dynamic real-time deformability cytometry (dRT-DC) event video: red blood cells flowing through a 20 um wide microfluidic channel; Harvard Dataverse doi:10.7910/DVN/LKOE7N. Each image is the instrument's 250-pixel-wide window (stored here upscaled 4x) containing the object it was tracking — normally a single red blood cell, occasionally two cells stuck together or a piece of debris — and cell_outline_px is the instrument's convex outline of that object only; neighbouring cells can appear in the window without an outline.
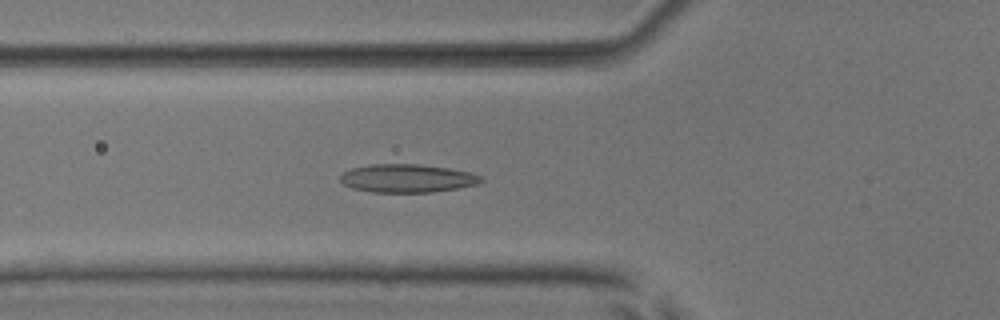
{"species": "common noctule bat (a hibernating species)", "species_latin": "Nyctalus noctula", "temperature_condition": "room temperature", "stored_images_in_passage": 52, "camera_frame_rate_fps": 3000, "um_per_image_px": 0.085, "animal": {"sex": "male", "body_mass_g": 17.9, "forearm_length_mm": 54.2}, "frame": {"image": 1, "passage_image": 19, "time_ms": 6.0, "image_size_px": [1000, 320], "cell_outline_px": [[484, 180], [480, 184], [432, 192], [372, 192], [352, 188], [344, 184], [340, 180], [340, 176], [344, 172], [352, 168], [368, 164], [416, 164], [448, 168], [472, 172], [484, 176]], "centroid_in_image_um": [34.66, 15.15], "position_along_channel_um": 91.1, "area_um2": 23.29}}
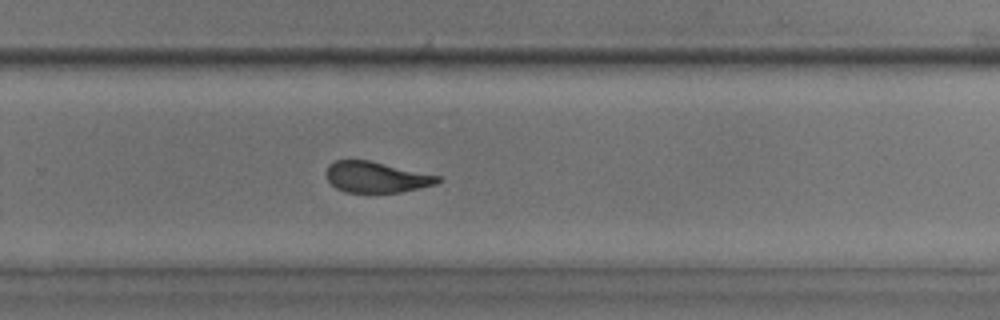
{"frame": {"image": 2, "passage_image": 35, "time_ms": 11.333, "image_size_px": [1000, 320], "cell_outline_px": [[440, 180], [436, 184], [400, 192], [344, 192], [336, 188], [328, 180], [328, 164], [336, 160], [368, 160], [440, 176]], "centroid_in_image_um": [31.97, 15.05], "position_along_channel_um": 297.8, "area_um2": 19.71}}
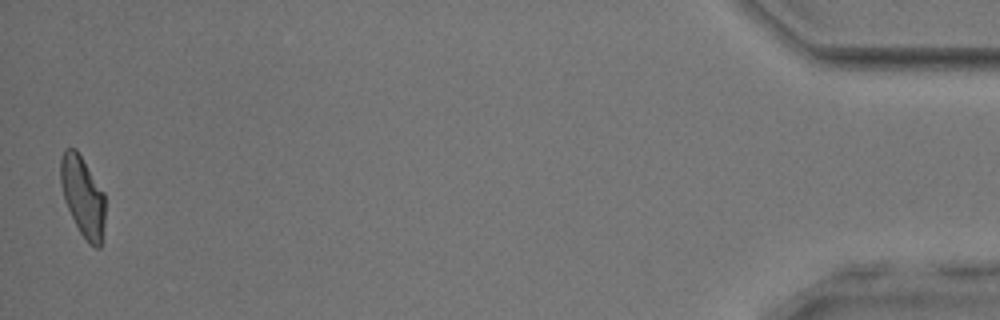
{"frame": {"image": 3, "passage_image": 52, "time_ms": 17.0, "image_size_px": [1000, 320], "cell_outline_px": [[104, 224], [100, 248], [96, 248], [88, 244], [80, 232], [64, 200], [60, 184], [60, 160], [64, 148], [76, 148], [104, 192]], "centroid_in_image_um": [7.02, 16.68], "position_along_channel_um": 428.2, "area_um2": 20.81}, "authors_computed_cell_mechanics": {"area_um2": 21.7039, "velocity_mm_per_s": 3.874, "shape_relaxation_time_tau1_ms": null, "shape_relaxation_time_tau2_ms": 2.0529, "deformation_change_tau1": null, "deformation_change_tau2": 0.1034}}